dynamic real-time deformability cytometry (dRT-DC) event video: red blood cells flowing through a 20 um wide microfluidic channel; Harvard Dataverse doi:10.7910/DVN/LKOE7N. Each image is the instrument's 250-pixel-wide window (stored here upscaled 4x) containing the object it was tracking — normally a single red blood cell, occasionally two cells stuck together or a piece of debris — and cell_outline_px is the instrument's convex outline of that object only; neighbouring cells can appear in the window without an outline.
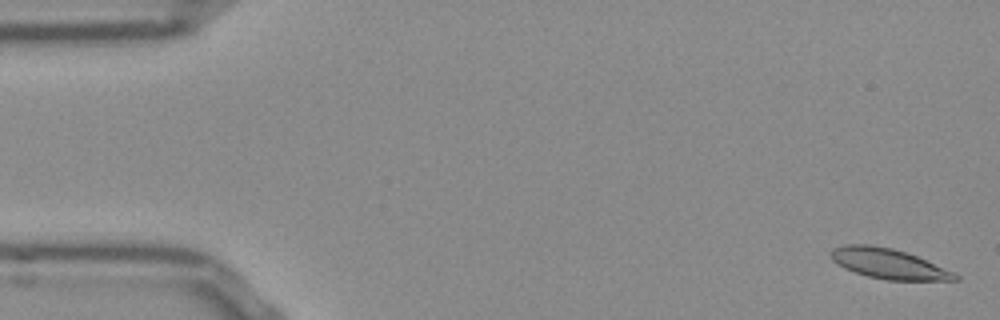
{"species": "Egyptian fruit bat (a non-hibernating species)", "species_latin": "Rousettus aegyptiacus", "temperature_condition": "room temperature", "stored_images_in_passage": 13, "camera_frame_rate_fps": 3000, "um_per_image_px": 0.085, "frame": {"image": 1, "passage_image": 2, "time_ms": 0.333, "image_size_px": [1000, 320], "cell_outline_px": [[960, 280], [888, 280], [868, 276], [844, 268], [832, 260], [828, 252], [832, 248], [848, 244], [868, 244], [892, 248], [916, 256], [956, 272], [960, 276]], "centroid_in_image_um": [75.53, 22.41], "position_along_channel_um": 9.5, "area_um2": 21.79}}